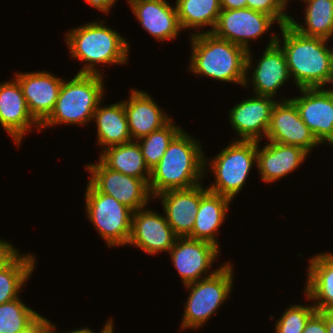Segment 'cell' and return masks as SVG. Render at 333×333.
I'll use <instances>...</instances> for the list:
<instances>
[{
    "label": "cell",
    "mask_w": 333,
    "mask_h": 333,
    "mask_svg": "<svg viewBox=\"0 0 333 333\" xmlns=\"http://www.w3.org/2000/svg\"><path fill=\"white\" fill-rule=\"evenodd\" d=\"M280 31L283 40L277 37L276 43L285 54L295 86L303 89L333 85V50L327 44L330 40L303 36L289 24L282 25Z\"/></svg>",
    "instance_id": "6da1fadb"
},
{
    "label": "cell",
    "mask_w": 333,
    "mask_h": 333,
    "mask_svg": "<svg viewBox=\"0 0 333 333\" xmlns=\"http://www.w3.org/2000/svg\"><path fill=\"white\" fill-rule=\"evenodd\" d=\"M201 149L200 142L182 130L151 170L149 189L152 196L166 190L187 189L202 183L206 176V154Z\"/></svg>",
    "instance_id": "7a4b0ae2"
},
{
    "label": "cell",
    "mask_w": 333,
    "mask_h": 333,
    "mask_svg": "<svg viewBox=\"0 0 333 333\" xmlns=\"http://www.w3.org/2000/svg\"><path fill=\"white\" fill-rule=\"evenodd\" d=\"M190 34L191 54L188 71L221 82L238 83L246 80L247 50L212 32L194 30Z\"/></svg>",
    "instance_id": "3957f363"
},
{
    "label": "cell",
    "mask_w": 333,
    "mask_h": 333,
    "mask_svg": "<svg viewBox=\"0 0 333 333\" xmlns=\"http://www.w3.org/2000/svg\"><path fill=\"white\" fill-rule=\"evenodd\" d=\"M105 23L104 20L92 21L66 33L65 42L71 57L85 62L77 73L103 75L97 64L123 65L128 61V42Z\"/></svg>",
    "instance_id": "277c9868"
},
{
    "label": "cell",
    "mask_w": 333,
    "mask_h": 333,
    "mask_svg": "<svg viewBox=\"0 0 333 333\" xmlns=\"http://www.w3.org/2000/svg\"><path fill=\"white\" fill-rule=\"evenodd\" d=\"M104 75L77 73L70 81L63 80L58 99L50 116L40 129L59 124L86 125L104 95Z\"/></svg>",
    "instance_id": "5b68a950"
},
{
    "label": "cell",
    "mask_w": 333,
    "mask_h": 333,
    "mask_svg": "<svg viewBox=\"0 0 333 333\" xmlns=\"http://www.w3.org/2000/svg\"><path fill=\"white\" fill-rule=\"evenodd\" d=\"M232 266L229 261L225 262L212 276L184 285L190 293L184 303L180 331L199 329L230 298L234 279Z\"/></svg>",
    "instance_id": "8992f818"
},
{
    "label": "cell",
    "mask_w": 333,
    "mask_h": 333,
    "mask_svg": "<svg viewBox=\"0 0 333 333\" xmlns=\"http://www.w3.org/2000/svg\"><path fill=\"white\" fill-rule=\"evenodd\" d=\"M209 160L205 157L204 169L205 172L207 169L213 172L215 183L208 186L207 190L234 200L257 162V142L233 140Z\"/></svg>",
    "instance_id": "52a82bcc"
},
{
    "label": "cell",
    "mask_w": 333,
    "mask_h": 333,
    "mask_svg": "<svg viewBox=\"0 0 333 333\" xmlns=\"http://www.w3.org/2000/svg\"><path fill=\"white\" fill-rule=\"evenodd\" d=\"M87 183L84 202L87 218L109 248L128 245L134 211Z\"/></svg>",
    "instance_id": "ba28073f"
},
{
    "label": "cell",
    "mask_w": 333,
    "mask_h": 333,
    "mask_svg": "<svg viewBox=\"0 0 333 333\" xmlns=\"http://www.w3.org/2000/svg\"><path fill=\"white\" fill-rule=\"evenodd\" d=\"M85 167L90 173L88 182L98 192L114 197L133 211L145 208L154 198L146 180L109 169L100 159Z\"/></svg>",
    "instance_id": "9c48e42d"
},
{
    "label": "cell",
    "mask_w": 333,
    "mask_h": 333,
    "mask_svg": "<svg viewBox=\"0 0 333 333\" xmlns=\"http://www.w3.org/2000/svg\"><path fill=\"white\" fill-rule=\"evenodd\" d=\"M273 33L265 47L264 53L261 58L257 61V65H254L252 77L249 79V71L252 69V50L247 52L246 61V80L243 87H249V82L252 83L254 89V95H263L270 97H277V91L285 82L289 80L290 74L288 71V65L286 62L285 54L281 47L276 43L277 37L280 35H274ZM249 70V71H248ZM249 81V82H248Z\"/></svg>",
    "instance_id": "30bf717a"
},
{
    "label": "cell",
    "mask_w": 333,
    "mask_h": 333,
    "mask_svg": "<svg viewBox=\"0 0 333 333\" xmlns=\"http://www.w3.org/2000/svg\"><path fill=\"white\" fill-rule=\"evenodd\" d=\"M168 253L183 285L210 277L222 267L211 269L221 252L220 248L205 241L178 237Z\"/></svg>",
    "instance_id": "8fae6325"
},
{
    "label": "cell",
    "mask_w": 333,
    "mask_h": 333,
    "mask_svg": "<svg viewBox=\"0 0 333 333\" xmlns=\"http://www.w3.org/2000/svg\"><path fill=\"white\" fill-rule=\"evenodd\" d=\"M277 22L272 16L249 8L221 10L212 33L249 51L256 40Z\"/></svg>",
    "instance_id": "7c38bea8"
},
{
    "label": "cell",
    "mask_w": 333,
    "mask_h": 333,
    "mask_svg": "<svg viewBox=\"0 0 333 333\" xmlns=\"http://www.w3.org/2000/svg\"><path fill=\"white\" fill-rule=\"evenodd\" d=\"M265 139L279 144L301 147L309 154L313 151L312 149L320 145L301 119L295 103L286 97L278 100L273 107Z\"/></svg>",
    "instance_id": "4fadbf2b"
},
{
    "label": "cell",
    "mask_w": 333,
    "mask_h": 333,
    "mask_svg": "<svg viewBox=\"0 0 333 333\" xmlns=\"http://www.w3.org/2000/svg\"><path fill=\"white\" fill-rule=\"evenodd\" d=\"M302 95L290 98L303 122L320 144L333 146V88H303Z\"/></svg>",
    "instance_id": "5bb4252c"
},
{
    "label": "cell",
    "mask_w": 333,
    "mask_h": 333,
    "mask_svg": "<svg viewBox=\"0 0 333 333\" xmlns=\"http://www.w3.org/2000/svg\"><path fill=\"white\" fill-rule=\"evenodd\" d=\"M142 208L132 214L130 246L135 245L146 253L169 252L178 236L166 221L164 215Z\"/></svg>",
    "instance_id": "9a60e30c"
},
{
    "label": "cell",
    "mask_w": 333,
    "mask_h": 333,
    "mask_svg": "<svg viewBox=\"0 0 333 333\" xmlns=\"http://www.w3.org/2000/svg\"><path fill=\"white\" fill-rule=\"evenodd\" d=\"M276 102L273 97L255 95L228 111L229 122L239 136L236 140L260 142L265 138Z\"/></svg>",
    "instance_id": "2e32d148"
},
{
    "label": "cell",
    "mask_w": 333,
    "mask_h": 333,
    "mask_svg": "<svg viewBox=\"0 0 333 333\" xmlns=\"http://www.w3.org/2000/svg\"><path fill=\"white\" fill-rule=\"evenodd\" d=\"M0 125L17 146L32 127L41 130L40 124L29 112L21 86L16 79L0 83Z\"/></svg>",
    "instance_id": "e0dca14e"
},
{
    "label": "cell",
    "mask_w": 333,
    "mask_h": 333,
    "mask_svg": "<svg viewBox=\"0 0 333 333\" xmlns=\"http://www.w3.org/2000/svg\"><path fill=\"white\" fill-rule=\"evenodd\" d=\"M29 112L41 125L52 113L63 79L46 71L21 72L15 74Z\"/></svg>",
    "instance_id": "ac0fdd59"
},
{
    "label": "cell",
    "mask_w": 333,
    "mask_h": 333,
    "mask_svg": "<svg viewBox=\"0 0 333 333\" xmlns=\"http://www.w3.org/2000/svg\"><path fill=\"white\" fill-rule=\"evenodd\" d=\"M161 200L166 221L178 237L192 233L201 200V183L187 189L166 190L154 196Z\"/></svg>",
    "instance_id": "d6986e66"
},
{
    "label": "cell",
    "mask_w": 333,
    "mask_h": 333,
    "mask_svg": "<svg viewBox=\"0 0 333 333\" xmlns=\"http://www.w3.org/2000/svg\"><path fill=\"white\" fill-rule=\"evenodd\" d=\"M127 4L143 29L158 41L175 40L182 31L176 5L167 0H133Z\"/></svg>",
    "instance_id": "ffe728a7"
},
{
    "label": "cell",
    "mask_w": 333,
    "mask_h": 333,
    "mask_svg": "<svg viewBox=\"0 0 333 333\" xmlns=\"http://www.w3.org/2000/svg\"><path fill=\"white\" fill-rule=\"evenodd\" d=\"M269 142V143H268ZM257 142L256 166L262 181L273 183L298 169L308 158L303 148L267 141L263 148Z\"/></svg>",
    "instance_id": "44dd1931"
},
{
    "label": "cell",
    "mask_w": 333,
    "mask_h": 333,
    "mask_svg": "<svg viewBox=\"0 0 333 333\" xmlns=\"http://www.w3.org/2000/svg\"><path fill=\"white\" fill-rule=\"evenodd\" d=\"M123 104L132 141L149 135L171 120L146 91L131 89L129 99L123 100Z\"/></svg>",
    "instance_id": "7402d4cb"
},
{
    "label": "cell",
    "mask_w": 333,
    "mask_h": 333,
    "mask_svg": "<svg viewBox=\"0 0 333 333\" xmlns=\"http://www.w3.org/2000/svg\"><path fill=\"white\" fill-rule=\"evenodd\" d=\"M231 202L228 197L208 191L201 183L200 205L188 238L205 241L219 248L216 235L227 217Z\"/></svg>",
    "instance_id": "603a6c76"
},
{
    "label": "cell",
    "mask_w": 333,
    "mask_h": 333,
    "mask_svg": "<svg viewBox=\"0 0 333 333\" xmlns=\"http://www.w3.org/2000/svg\"><path fill=\"white\" fill-rule=\"evenodd\" d=\"M308 260L305 297L314 302L317 311L330 310L333 308V254L318 253Z\"/></svg>",
    "instance_id": "cb8c5ba5"
},
{
    "label": "cell",
    "mask_w": 333,
    "mask_h": 333,
    "mask_svg": "<svg viewBox=\"0 0 333 333\" xmlns=\"http://www.w3.org/2000/svg\"><path fill=\"white\" fill-rule=\"evenodd\" d=\"M101 106L100 103L95 110L93 120L97 125L96 142L104 147L102 151L111 146L131 142L123 101Z\"/></svg>",
    "instance_id": "d4e9b609"
},
{
    "label": "cell",
    "mask_w": 333,
    "mask_h": 333,
    "mask_svg": "<svg viewBox=\"0 0 333 333\" xmlns=\"http://www.w3.org/2000/svg\"><path fill=\"white\" fill-rule=\"evenodd\" d=\"M99 159L109 168L120 173L150 181L151 171L146 166L137 141L115 145L100 152Z\"/></svg>",
    "instance_id": "484cf974"
},
{
    "label": "cell",
    "mask_w": 333,
    "mask_h": 333,
    "mask_svg": "<svg viewBox=\"0 0 333 333\" xmlns=\"http://www.w3.org/2000/svg\"><path fill=\"white\" fill-rule=\"evenodd\" d=\"M305 5V25L291 16L289 25L303 36L321 37L329 40L333 36V0H302Z\"/></svg>",
    "instance_id": "4316f807"
},
{
    "label": "cell",
    "mask_w": 333,
    "mask_h": 333,
    "mask_svg": "<svg viewBox=\"0 0 333 333\" xmlns=\"http://www.w3.org/2000/svg\"><path fill=\"white\" fill-rule=\"evenodd\" d=\"M179 24L182 30L210 26L212 32L221 12L220 0H176Z\"/></svg>",
    "instance_id": "83f0119b"
},
{
    "label": "cell",
    "mask_w": 333,
    "mask_h": 333,
    "mask_svg": "<svg viewBox=\"0 0 333 333\" xmlns=\"http://www.w3.org/2000/svg\"><path fill=\"white\" fill-rule=\"evenodd\" d=\"M35 259L33 254L19 253L0 271V305L19 298L21 288L35 270Z\"/></svg>",
    "instance_id": "f1b7e54d"
},
{
    "label": "cell",
    "mask_w": 333,
    "mask_h": 333,
    "mask_svg": "<svg viewBox=\"0 0 333 333\" xmlns=\"http://www.w3.org/2000/svg\"><path fill=\"white\" fill-rule=\"evenodd\" d=\"M171 119L165 126L137 140L146 166L151 171L162 159L172 140L183 130Z\"/></svg>",
    "instance_id": "f546056e"
},
{
    "label": "cell",
    "mask_w": 333,
    "mask_h": 333,
    "mask_svg": "<svg viewBox=\"0 0 333 333\" xmlns=\"http://www.w3.org/2000/svg\"><path fill=\"white\" fill-rule=\"evenodd\" d=\"M41 314L17 298L0 305V333H20Z\"/></svg>",
    "instance_id": "4dcf8cb0"
},
{
    "label": "cell",
    "mask_w": 333,
    "mask_h": 333,
    "mask_svg": "<svg viewBox=\"0 0 333 333\" xmlns=\"http://www.w3.org/2000/svg\"><path fill=\"white\" fill-rule=\"evenodd\" d=\"M316 311L313 304L289 306L276 321L275 333H302L307 321Z\"/></svg>",
    "instance_id": "1f68e13d"
},
{
    "label": "cell",
    "mask_w": 333,
    "mask_h": 333,
    "mask_svg": "<svg viewBox=\"0 0 333 333\" xmlns=\"http://www.w3.org/2000/svg\"><path fill=\"white\" fill-rule=\"evenodd\" d=\"M247 8L272 16L278 26L289 24L291 15L287 14L285 0H246Z\"/></svg>",
    "instance_id": "d6a6232c"
},
{
    "label": "cell",
    "mask_w": 333,
    "mask_h": 333,
    "mask_svg": "<svg viewBox=\"0 0 333 333\" xmlns=\"http://www.w3.org/2000/svg\"><path fill=\"white\" fill-rule=\"evenodd\" d=\"M19 250L13 244L0 239V271L6 267L18 254Z\"/></svg>",
    "instance_id": "836d02e7"
},
{
    "label": "cell",
    "mask_w": 333,
    "mask_h": 333,
    "mask_svg": "<svg viewBox=\"0 0 333 333\" xmlns=\"http://www.w3.org/2000/svg\"><path fill=\"white\" fill-rule=\"evenodd\" d=\"M302 333H327L325 318L316 311L307 321Z\"/></svg>",
    "instance_id": "e575fe53"
},
{
    "label": "cell",
    "mask_w": 333,
    "mask_h": 333,
    "mask_svg": "<svg viewBox=\"0 0 333 333\" xmlns=\"http://www.w3.org/2000/svg\"><path fill=\"white\" fill-rule=\"evenodd\" d=\"M54 324L44 316L40 315L30 326L20 333H51Z\"/></svg>",
    "instance_id": "d590c367"
},
{
    "label": "cell",
    "mask_w": 333,
    "mask_h": 333,
    "mask_svg": "<svg viewBox=\"0 0 333 333\" xmlns=\"http://www.w3.org/2000/svg\"><path fill=\"white\" fill-rule=\"evenodd\" d=\"M105 326L102 328V330H100L99 333H110L112 330H114V326H113V320L112 319H108L107 322L104 324ZM56 327L54 325L52 332L51 333H96L95 331L91 330L88 327H82L81 329H76V330H72L70 332H57L55 331Z\"/></svg>",
    "instance_id": "8d00e7d4"
},
{
    "label": "cell",
    "mask_w": 333,
    "mask_h": 333,
    "mask_svg": "<svg viewBox=\"0 0 333 333\" xmlns=\"http://www.w3.org/2000/svg\"><path fill=\"white\" fill-rule=\"evenodd\" d=\"M90 6L102 11V13H109L110 9L115 5L117 0H85Z\"/></svg>",
    "instance_id": "74e56055"
},
{
    "label": "cell",
    "mask_w": 333,
    "mask_h": 333,
    "mask_svg": "<svg viewBox=\"0 0 333 333\" xmlns=\"http://www.w3.org/2000/svg\"><path fill=\"white\" fill-rule=\"evenodd\" d=\"M222 10L247 8L246 0H220Z\"/></svg>",
    "instance_id": "f35d334b"
},
{
    "label": "cell",
    "mask_w": 333,
    "mask_h": 333,
    "mask_svg": "<svg viewBox=\"0 0 333 333\" xmlns=\"http://www.w3.org/2000/svg\"><path fill=\"white\" fill-rule=\"evenodd\" d=\"M318 312L325 318L327 333H333V314L329 310Z\"/></svg>",
    "instance_id": "ab89813d"
}]
</instances>
